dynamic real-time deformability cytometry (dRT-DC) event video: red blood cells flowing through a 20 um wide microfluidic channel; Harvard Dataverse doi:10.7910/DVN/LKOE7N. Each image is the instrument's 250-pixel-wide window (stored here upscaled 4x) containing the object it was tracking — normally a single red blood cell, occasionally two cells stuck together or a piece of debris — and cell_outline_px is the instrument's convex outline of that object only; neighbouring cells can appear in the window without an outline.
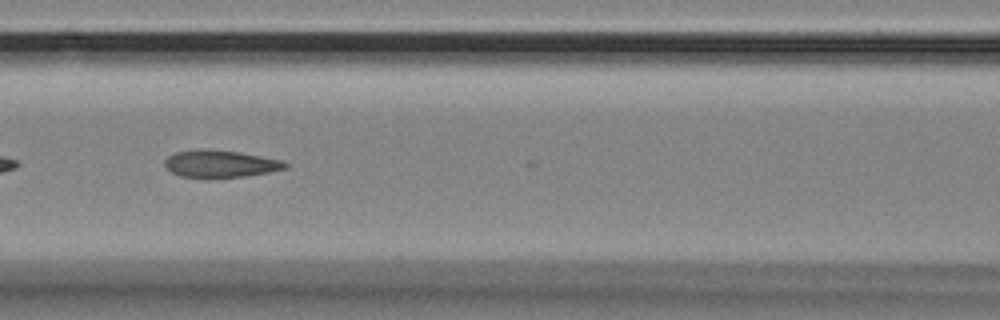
{"species": "Egyptian fruit bat (a non-hibernating species)", "species_latin": "Rousettus aegyptiacus", "temperature_condition": "room temperature", "stored_images_in_passage": 9, "segment_of_instrument_passage": [2, 2], "camera_frame_rate_fps": 3000, "um_per_image_px": 0.085, "animal": {"sex": "female"}, "frame": {"image": 1, "passage_image": 6, "time_ms": 1.667, "image_size_px": [1000, 320], "cell_outline_px": [[288, 168], [268, 172], [244, 176], [180, 176], [172, 172], [164, 164], [164, 160], [168, 156], [176, 152], [240, 152], [284, 160], [288, 164]], "centroid_in_image_um": [18.83, 13.94], "position_along_channel_um": 147.8, "area_um2": 17.86}}
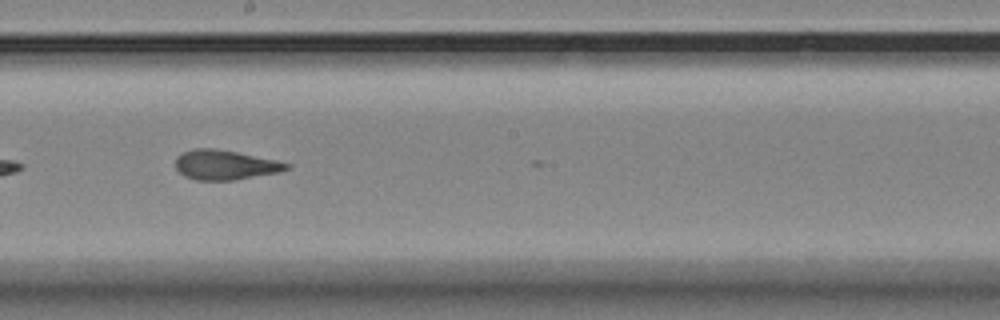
{"frame": {"image": 2, "passage_image": 8, "time_ms": 2.333, "image_size_px": [1000, 320], "cell_outline_px": [[292, 168], [280, 172], [236, 180], [196, 180], [184, 176], [176, 168], [176, 156], [192, 148], [216, 148], [276, 160], [292, 164]], "centroid_in_image_um": [19.16, 14.02], "position_along_channel_um": 229.0, "area_um2": 19.36}}
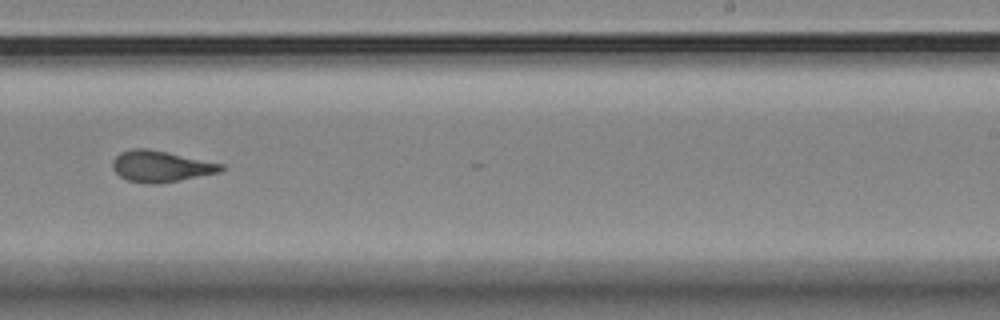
{"frame": {"image": 3, "passage_image": 9, "time_ms": 2.667, "image_size_px": [1000, 320], "cell_outline_px": [[224, 168], [220, 172], [180, 180], [156, 184], [148, 184], [128, 180], [120, 176], [112, 168], [112, 160], [120, 152], [132, 148], [148, 148], [168, 152], [224, 164]], "centroid_in_image_um": [13.65, 14.13], "position_along_channel_um": 275.3, "area_um2": 19.77}}